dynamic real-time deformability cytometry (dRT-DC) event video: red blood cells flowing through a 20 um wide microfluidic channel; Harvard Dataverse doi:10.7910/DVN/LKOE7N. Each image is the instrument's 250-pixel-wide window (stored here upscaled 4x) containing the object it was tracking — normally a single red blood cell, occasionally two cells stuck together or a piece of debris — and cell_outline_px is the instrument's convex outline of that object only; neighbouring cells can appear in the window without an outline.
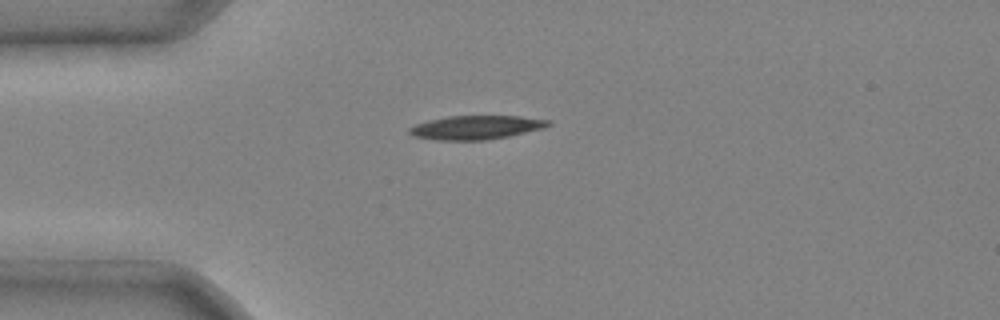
{"species": "common noctule bat (a hibernating species)", "species_latin": "Nyctalus noctula", "temperature_condition": "cold", "stored_images_in_passage": 2, "camera_frame_rate_fps": 3000, "um_per_image_px": 0.085, "animal": {"sex": "male", "body_mass_g": 20.4}, "frame": {"image": 1, "passage_image": 1, "time_ms": 0.0, "image_size_px": [1000, 320], "cell_outline_px": [[552, 124], [544, 128], [508, 136], [484, 140], [436, 140], [412, 136], [408, 132], [408, 128], [416, 124], [428, 120], [448, 116], [520, 116], [552, 120]], "centroid_in_image_um": [40.46, 10.83], "position_along_channel_um": 44.5, "area_um2": 19.36}}